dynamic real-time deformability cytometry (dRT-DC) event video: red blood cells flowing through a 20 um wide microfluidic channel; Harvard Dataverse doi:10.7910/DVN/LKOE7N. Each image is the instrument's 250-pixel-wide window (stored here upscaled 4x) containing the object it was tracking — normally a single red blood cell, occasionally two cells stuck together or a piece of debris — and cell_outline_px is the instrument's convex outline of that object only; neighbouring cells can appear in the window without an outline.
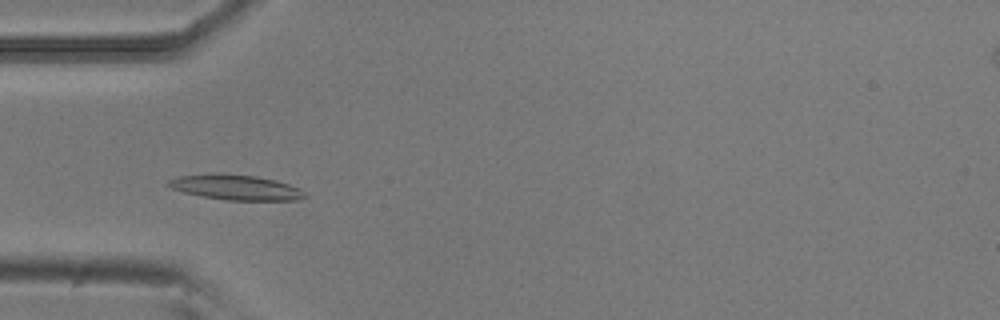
{"species": "common noctule bat (a hibernating species)", "species_latin": "Nyctalus noctula", "temperature_condition": "room temperature", "stored_images_in_passage": 51, "camera_frame_rate_fps": 3000, "um_per_image_px": 0.085, "animal": {"sex": "male", "body_mass_g": 20.5, "forearm_length_mm": 52.5}, "frame": {"image": 1, "passage_image": 14, "time_ms": 4.333, "image_size_px": [1000, 320], "cell_outline_px": [[308, 196], [300, 200], [228, 200], [204, 196], [184, 192], [172, 188], [164, 184], [168, 180], [176, 176], [208, 172], [256, 176], [276, 180], [300, 188]], "centroid_in_image_um": [20.01, 15.9], "position_along_channel_um": 65.0, "area_um2": 20.23}}
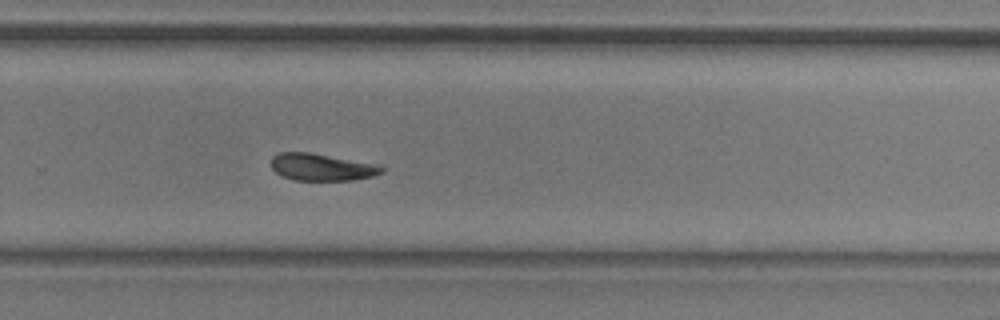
{"frame": {"image": 2, "passage_image": 33, "time_ms": 10.667, "image_size_px": [1000, 320], "cell_outline_px": [[384, 172], [372, 176], [352, 180], [296, 180], [284, 176], [276, 172], [272, 168], [272, 156], [280, 152], [308, 152], [384, 164]], "centroid_in_image_um": [27.43, 14.19], "position_along_channel_um": 302.4, "area_um2": 17.63}}
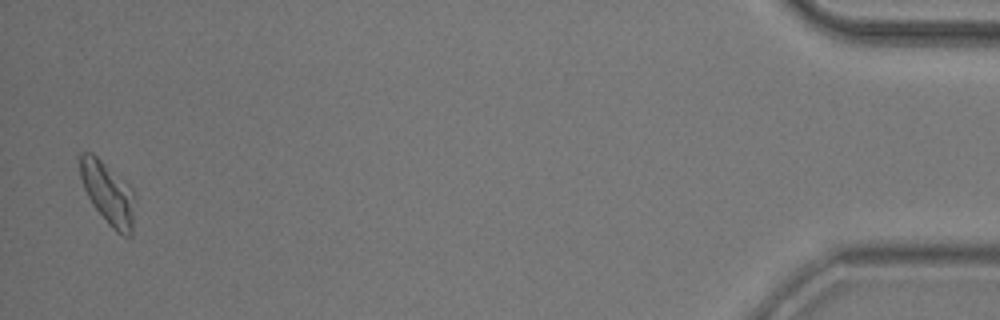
{"frame": {"image": 3, "passage_image": 50, "time_ms": 16.333, "image_size_px": [1000, 320], "cell_outline_px": [[136, 200], [132, 236], [124, 236], [116, 232], [108, 224], [92, 204], [84, 188], [80, 176], [80, 152], [92, 152], [128, 184], [132, 188], [136, 196]], "centroid_in_image_um": [9.22, 16.46], "position_along_channel_um": 426.0, "area_um2": 20.17}, "authors_computed_cell_mechanics": {"area_um2": 18.3226, "velocity_mm_per_s": 3.7625, "shape_relaxation_time_tau1_ms": 5.7205, "shape_relaxation_time_tau2_ms": 9.1845, "deformation_change_tau1": 0.1338, "deformation_change_tau2": 0.1693}}